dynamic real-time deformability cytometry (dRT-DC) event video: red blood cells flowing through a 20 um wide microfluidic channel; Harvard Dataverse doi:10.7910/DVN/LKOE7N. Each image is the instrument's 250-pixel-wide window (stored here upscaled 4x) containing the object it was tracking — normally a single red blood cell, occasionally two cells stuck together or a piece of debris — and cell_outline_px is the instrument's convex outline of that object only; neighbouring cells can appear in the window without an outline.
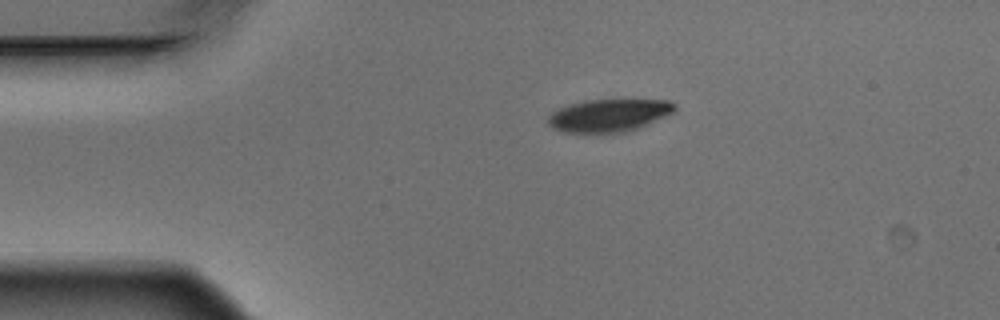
{"species": "Egyptian fruit bat (a non-hibernating species)", "species_latin": "Rousettus aegyptiacus", "temperature_condition": "warm", "stored_images_in_passage": 4, "camera_frame_rate_fps": 3000, "um_per_image_px": 0.085, "animal": {"sex": "male"}, "frame": {"image": 1, "passage_image": 1, "time_ms": 0.0, "image_size_px": [1000, 320], "cell_outline_px": [[676, 108], [672, 112], [640, 128], [624, 132], [564, 132], [552, 128], [548, 124], [548, 116], [552, 112], [560, 108], [584, 100], [668, 100], [676, 104]], "centroid_in_image_um": [51.75, 9.8], "position_along_channel_um": 33.2, "area_um2": 23.81}}
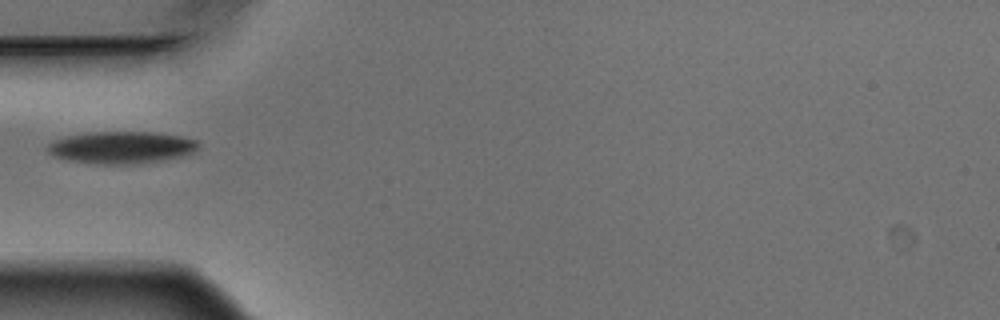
{"frame": {"image": 2, "passage_image": 3, "time_ms": 0.667, "image_size_px": [1000, 320], "cell_outline_px": [[200, 144], [192, 152], [180, 156], [160, 160], [132, 164], [100, 164], [68, 160], [56, 156], [48, 152], [48, 144], [52, 140], [84, 132], [152, 132], [180, 136], [196, 140]], "centroid_in_image_um": [10.28, 12.52], "position_along_channel_um": 74.7, "area_um2": 27.92}}
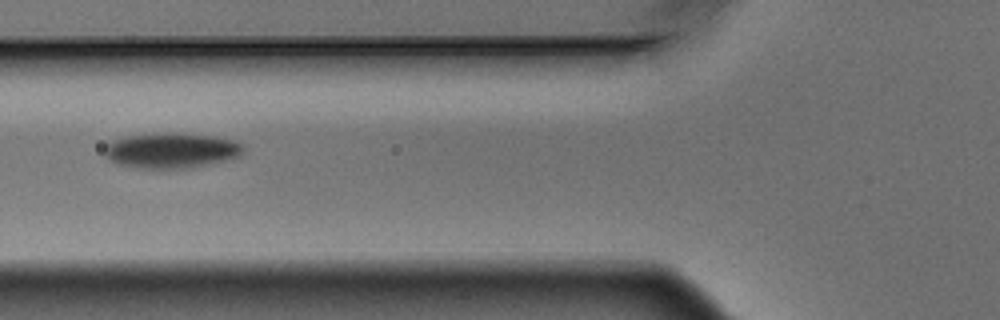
{"frame": {"image": 3, "passage_image": 4, "time_ms": 1.0, "image_size_px": [1000, 320], "cell_outline_px": [[244, 152], [240, 156], [224, 160], [184, 168], [144, 168], [116, 164], [104, 156], [104, 148], [112, 140], [124, 136], [168, 132], [172, 132], [216, 136], [232, 140], [240, 144], [244, 148]], "centroid_in_image_um": [14.52, 12.77], "position_along_channel_um": 111.3, "area_um2": 28.44}}